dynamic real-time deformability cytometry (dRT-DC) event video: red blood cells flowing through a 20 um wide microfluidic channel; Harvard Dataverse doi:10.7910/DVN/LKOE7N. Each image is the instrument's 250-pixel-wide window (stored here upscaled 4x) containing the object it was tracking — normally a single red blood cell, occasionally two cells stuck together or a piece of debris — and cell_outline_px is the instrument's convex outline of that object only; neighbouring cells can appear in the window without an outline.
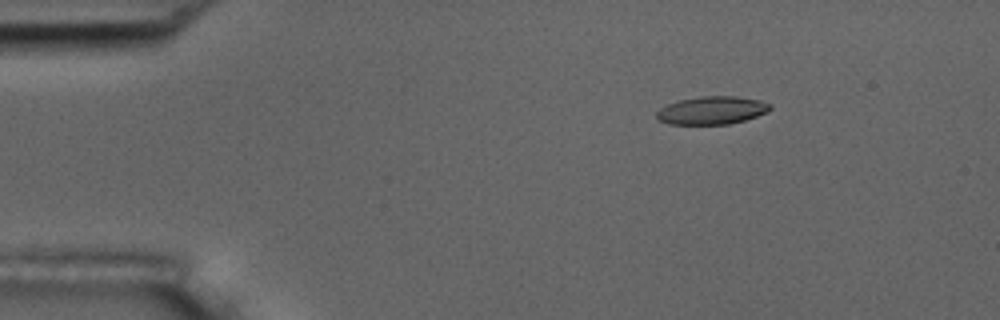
{"species": "common noctule bat (a hibernating species)", "species_latin": "Nyctalus noctula", "temperature_condition": "room temperature", "stored_images_in_passage": 12, "camera_frame_rate_fps": 3000, "um_per_image_px": 0.085, "animal": {"sex": "male", "body_mass_g": 17.5, "forearm_length_mm": 52.3}, "frame": {"image": 1, "passage_image": 1, "time_ms": 0.0, "image_size_px": [1000, 320], "cell_outline_px": [[772, 108], [768, 112], [744, 120], [728, 124], [668, 124], [660, 120], [656, 116], [656, 112], [660, 108], [668, 104], [680, 100], [700, 96], [736, 96], [760, 100], [772, 104]], "centroid_in_image_um": [60.54, 9.37], "position_along_channel_um": 24.5, "area_um2": 18.5}}
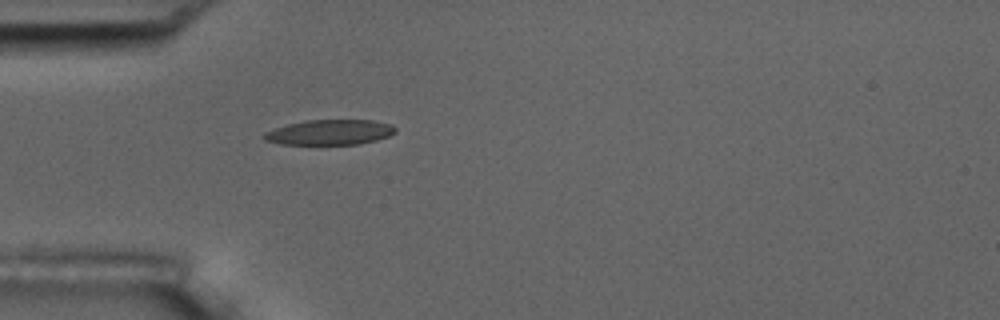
{"frame": {"image": 2, "passage_image": 9, "time_ms": 2.667, "image_size_px": [1000, 320], "cell_outline_px": [[396, 132], [388, 136], [376, 140], [360, 144], [280, 144], [264, 140], [260, 136], [264, 132], [288, 124], [304, 120], [372, 120], [392, 124], [396, 128]], "centroid_in_image_um": [28.02, 11.24], "position_along_channel_um": 57.0, "area_um2": 19.36}}